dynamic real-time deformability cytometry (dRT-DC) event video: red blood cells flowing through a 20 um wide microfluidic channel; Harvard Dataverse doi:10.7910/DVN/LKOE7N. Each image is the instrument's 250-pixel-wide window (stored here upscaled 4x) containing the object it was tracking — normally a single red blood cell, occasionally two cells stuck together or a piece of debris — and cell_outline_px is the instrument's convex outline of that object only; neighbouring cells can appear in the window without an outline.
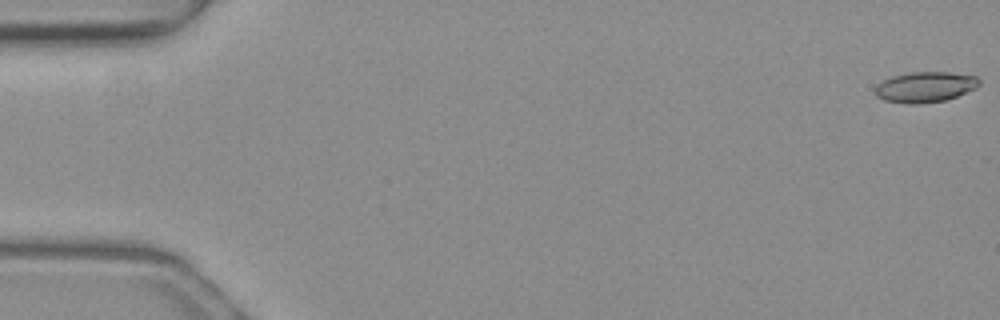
{"species": "common noctule bat (a hibernating species)", "species_latin": "Nyctalus noctula", "temperature_condition": "warm", "stored_images_in_passage": 8, "camera_frame_rate_fps": 3000, "um_per_image_px": 0.085, "animal": {"sex": "female", "body_mass_g": 19.3, "forearm_length_mm": 54.1}, "frame": {"image": 1, "passage_image": 1, "time_ms": 0.0, "image_size_px": [1000, 320], "cell_outline_px": [[980, 84], [976, 88], [956, 96], [944, 100], [916, 104], [908, 104], [884, 100], [876, 96], [876, 84], [892, 76], [912, 72], [948, 72], [976, 76], [980, 80]], "centroid_in_image_um": [78.63, 7.39], "position_along_channel_um": 6.4, "area_um2": 18.38}}